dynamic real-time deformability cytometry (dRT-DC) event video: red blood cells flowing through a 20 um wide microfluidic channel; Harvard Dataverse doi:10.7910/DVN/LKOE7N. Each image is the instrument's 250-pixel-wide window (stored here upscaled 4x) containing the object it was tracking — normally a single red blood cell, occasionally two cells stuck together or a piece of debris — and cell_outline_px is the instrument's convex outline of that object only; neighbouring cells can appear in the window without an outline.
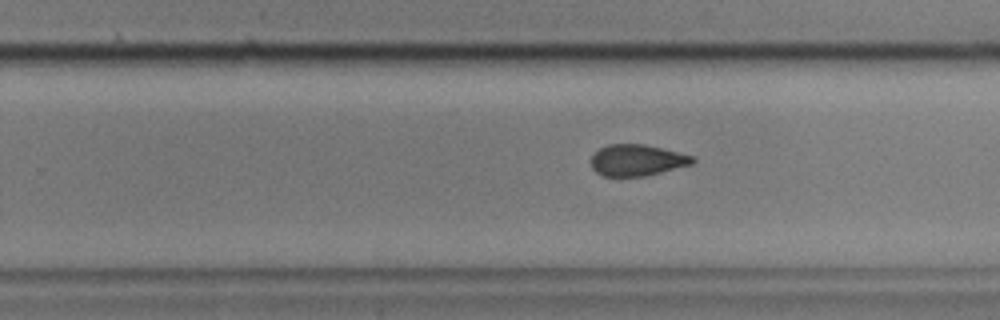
{"species": "common noctule bat (a hibernating species)", "species_latin": "Nyctalus noctula", "temperature_condition": "cold", "stored_images_in_passage": 29, "segment_of_instrument_passage": [2, 2], "camera_frame_rate_fps": 3000, "um_per_image_px": 0.085, "animal": {"sex": "male", "body_mass_g": 17.9, "forearm_length_mm": 54.2}, "frame": {"image": 1, "passage_image": 20, "time_ms": 6.333, "image_size_px": [1000, 320], "cell_outline_px": [[696, 160], [692, 164], [644, 176], [604, 176], [596, 172], [592, 168], [592, 156], [600, 148], [608, 144], [644, 144], [692, 156]], "centroid_in_image_um": [54.12, 13.61], "position_along_channel_um": 275.7, "area_um2": 18.21}}
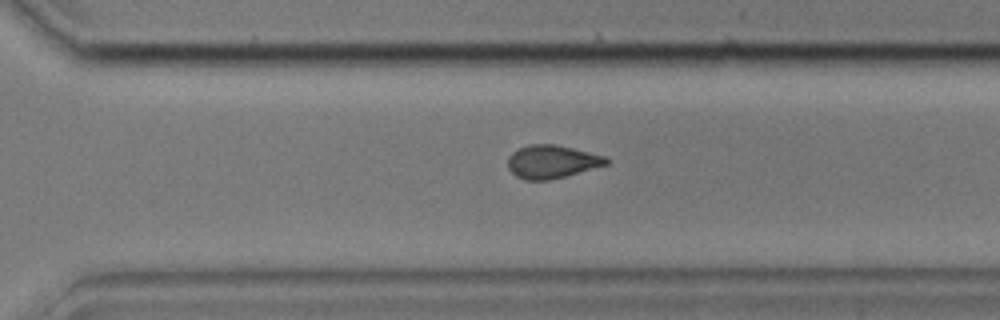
{"frame": {"image": 2, "passage_image": 24, "time_ms": 7.667, "image_size_px": [1000, 320], "cell_outline_px": [[608, 164], [564, 176], [548, 180], [524, 180], [516, 176], [508, 168], [508, 156], [512, 152], [528, 144], [552, 144], [572, 148], [608, 156]], "centroid_in_image_um": [46.89, 13.74], "position_along_channel_um": 323.7, "area_um2": 18.9}}
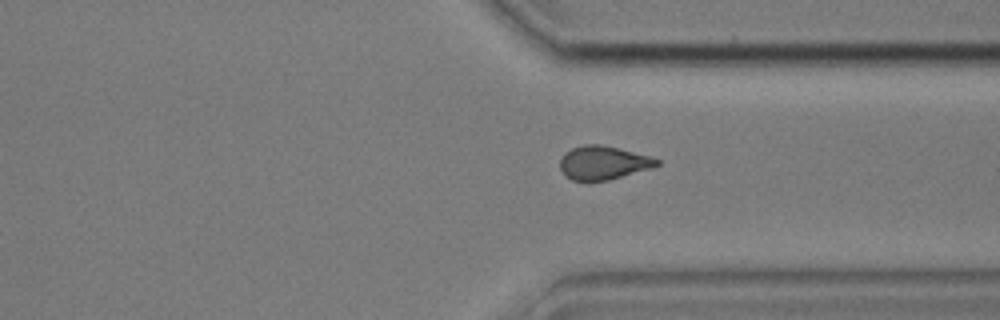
{"frame": {"image": 3, "passage_image": 27, "time_ms": 8.667, "image_size_px": [1000, 320], "cell_outline_px": [[660, 164], [648, 168], [608, 180], [588, 184], [572, 180], [564, 176], [560, 168], [560, 156], [564, 152], [572, 148], [584, 144], [600, 144], [648, 156], [660, 160]], "centroid_in_image_um": [51.16, 13.87], "position_along_channel_um": 360.2, "area_um2": 19.13}}